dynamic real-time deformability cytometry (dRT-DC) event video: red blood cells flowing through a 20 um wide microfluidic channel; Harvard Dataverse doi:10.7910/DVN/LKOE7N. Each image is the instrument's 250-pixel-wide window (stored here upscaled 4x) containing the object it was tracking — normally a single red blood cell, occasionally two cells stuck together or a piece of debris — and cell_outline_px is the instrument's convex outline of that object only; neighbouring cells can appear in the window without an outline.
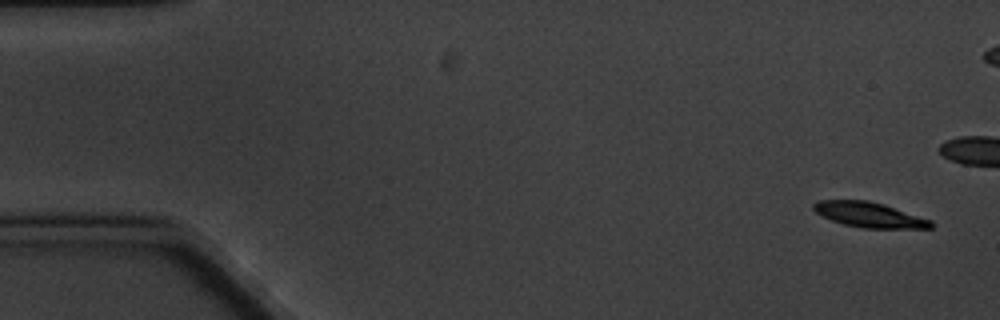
{"species": "common noctule bat (a hibernating species)", "species_latin": "Nyctalus noctula", "temperature_condition": "cold", "stored_images_in_passage": 7, "camera_frame_rate_fps": 3000, "um_per_image_px": 0.085, "animal": {"sex": "male", "body_mass_g": 20.1, "forearm_length_mm": 53.5}, "frame": {"image": 1, "passage_image": 1, "time_ms": 0.0, "image_size_px": [1000, 320], "cell_outline_px": [[932, 228], [864, 228], [844, 224], [832, 220], [816, 212], [812, 208], [812, 204], [816, 200], [868, 200], [884, 204], [932, 220]], "centroid_in_image_um": [73.88, 18.24], "position_along_channel_um": 11.1, "area_um2": 17.11}}